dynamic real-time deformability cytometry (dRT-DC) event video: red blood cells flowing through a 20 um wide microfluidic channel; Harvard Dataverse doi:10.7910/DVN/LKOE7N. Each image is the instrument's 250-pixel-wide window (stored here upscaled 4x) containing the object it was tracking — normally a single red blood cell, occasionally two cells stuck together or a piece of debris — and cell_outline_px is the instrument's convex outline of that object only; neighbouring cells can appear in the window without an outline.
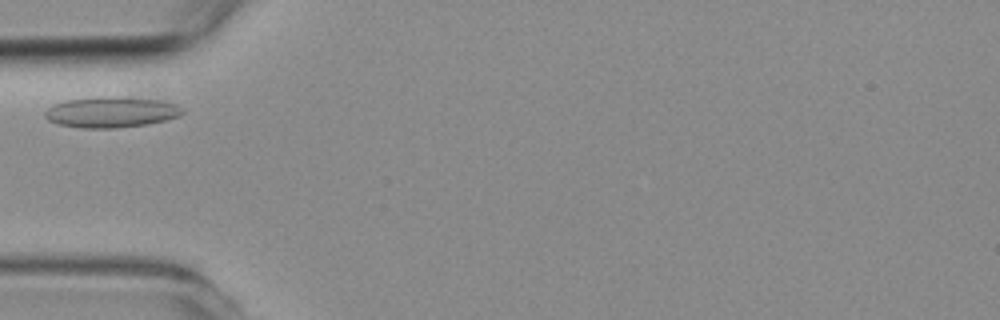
{"species": "common noctule bat (a hibernating species)", "species_latin": "Nyctalus noctula", "temperature_condition": "room temperature", "stored_images_in_passage": 8, "camera_frame_rate_fps": 3000, "um_per_image_px": 0.085, "animal": {"sex": "female", "body_mass_g": 19.3, "forearm_length_mm": 54.1}, "frame": {"image": 1, "passage_image": 4, "time_ms": 3.667, "image_size_px": [1000, 320], "cell_outline_px": [[184, 112], [180, 116], [168, 120], [148, 124], [116, 128], [80, 128], [56, 124], [48, 120], [44, 116], [44, 112], [52, 104], [64, 100], [100, 96], [124, 96], [164, 100], [176, 104], [184, 108]], "centroid_in_image_um": [9.47, 9.52], "position_along_channel_um": 75.5, "area_um2": 25.37}}
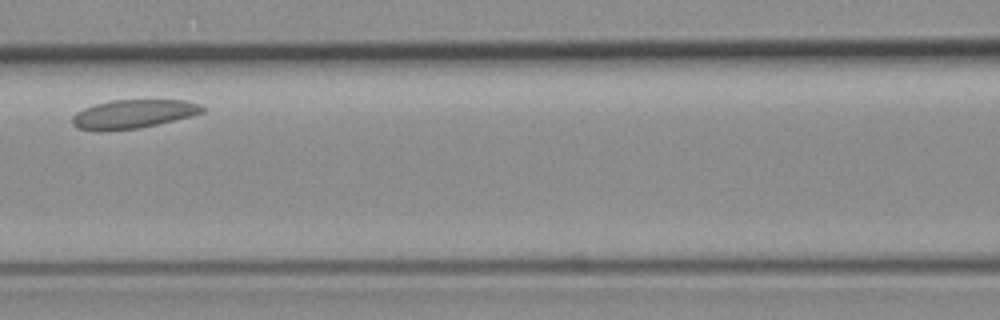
{"frame": {"image": 2, "passage_image": 6, "time_ms": 6.0, "image_size_px": [1000, 320], "cell_outline_px": [[204, 112], [192, 116], [140, 128], [104, 132], [92, 132], [76, 128], [72, 124], [72, 116], [76, 112], [84, 108], [96, 104], [112, 100], [188, 100], [200, 104], [204, 108]], "centroid_in_image_um": [11.28, 9.71], "position_along_channel_um": 155.3, "area_um2": 22.2}}
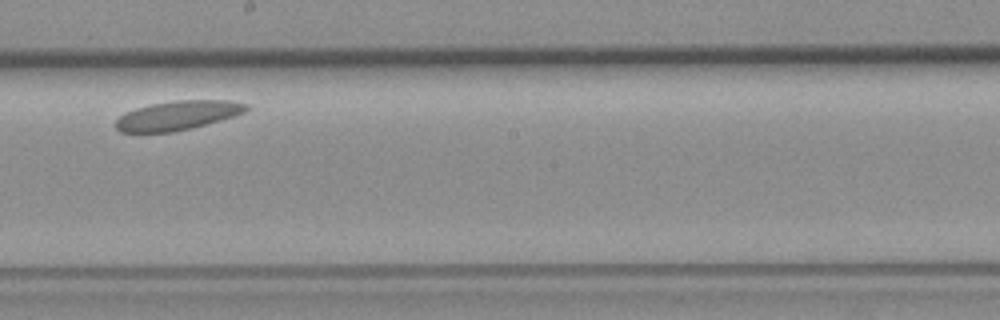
{"frame": {"image": 3, "passage_image": 8, "time_ms": 8.333, "image_size_px": [1000, 320], "cell_outline_px": [[248, 108], [244, 112], [220, 120], [192, 128], [172, 132], [120, 132], [116, 128], [116, 120], [124, 112], [136, 108], [152, 104], [176, 100], [228, 100], [248, 104]], "centroid_in_image_um": [15.08, 9.81], "position_along_channel_um": 233.1, "area_um2": 22.02}}